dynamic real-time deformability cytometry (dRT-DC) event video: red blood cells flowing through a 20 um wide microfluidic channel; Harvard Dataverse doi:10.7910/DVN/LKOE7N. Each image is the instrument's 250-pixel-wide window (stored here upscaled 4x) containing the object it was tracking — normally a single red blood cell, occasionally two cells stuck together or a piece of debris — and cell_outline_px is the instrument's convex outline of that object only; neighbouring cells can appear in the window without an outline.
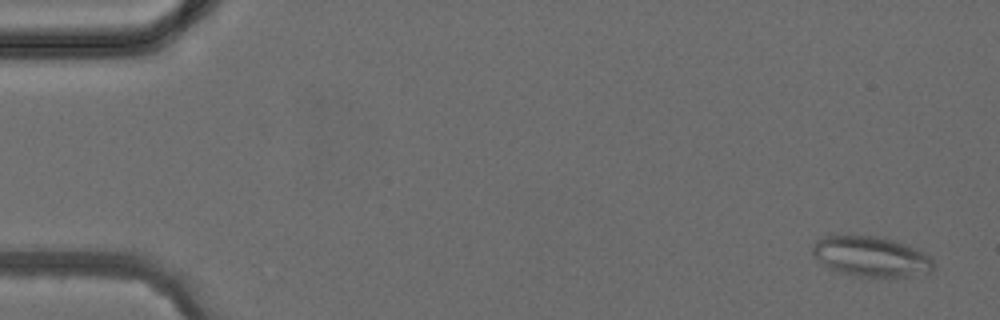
{"species": "common noctule bat (a hibernating species)", "species_latin": "Nyctalus noctula", "temperature_condition": "cold", "stored_images_in_passage": 5, "camera_frame_rate_fps": 3000, "um_per_image_px": 0.085, "animal": {"sex": "female", "body_mass_g": 24.6, "forearm_length_mm": 56.2}, "frame": {"image": 1, "passage_image": 1, "time_ms": 0.0, "image_size_px": [1000, 320], "cell_outline_px": [[936, 268], [932, 272], [908, 276], [860, 276], [840, 272], [828, 268], [812, 252], [812, 244], [816, 240], [824, 236], [848, 232], [880, 236], [916, 248], [932, 256], [936, 264]], "centroid_in_image_um": [74.05, 21.75], "position_along_channel_um": 10.9, "area_um2": 29.07}}
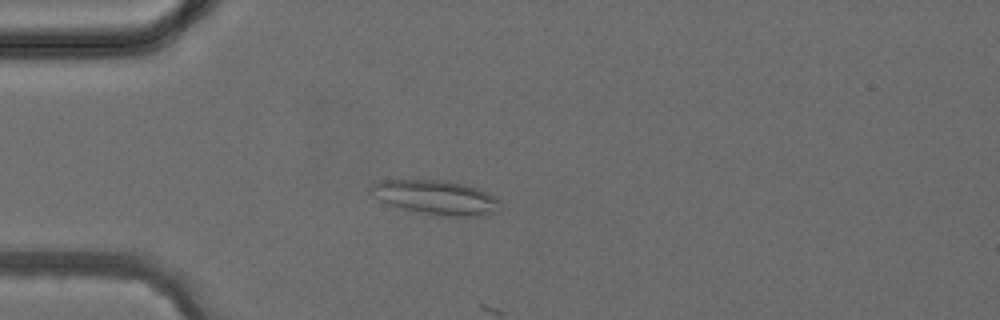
{"frame": {"image": 2, "passage_image": 4, "time_ms": 3.333, "image_size_px": [1000, 320], "cell_outline_px": [[500, 212], [484, 216], [452, 216], [424, 212], [404, 208], [388, 204], [380, 200], [368, 192], [368, 188], [372, 184], [384, 180], [444, 180], [464, 184], [480, 188], [488, 192], [500, 200]], "centroid_in_image_um": [37.12, 16.77], "position_along_channel_um": 47.9, "area_um2": 25.84}}